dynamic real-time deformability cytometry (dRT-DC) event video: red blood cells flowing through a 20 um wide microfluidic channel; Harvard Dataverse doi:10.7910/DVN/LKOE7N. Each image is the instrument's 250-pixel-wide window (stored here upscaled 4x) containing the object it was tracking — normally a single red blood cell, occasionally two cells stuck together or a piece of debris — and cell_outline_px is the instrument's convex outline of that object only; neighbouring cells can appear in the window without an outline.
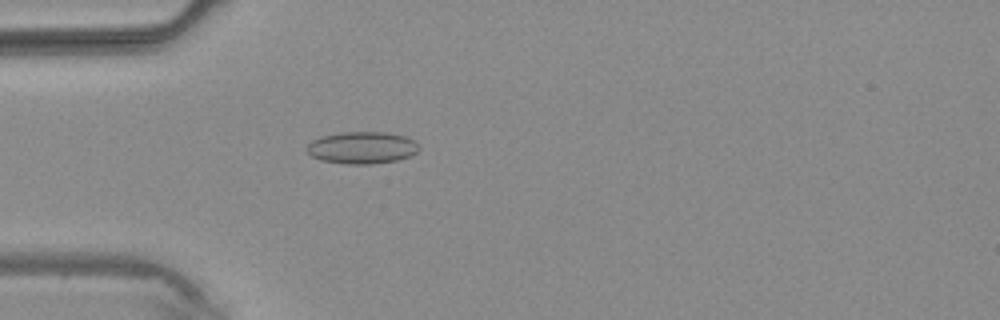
{"species": "common noctule bat (a hibernating species)", "species_latin": "Nyctalus noctula", "temperature_condition": "warm", "stored_images_in_passage": 4, "camera_frame_rate_fps": 3000, "um_per_image_px": 0.085, "animal": {"sex": "male", "body_mass_g": 20.4}, "frame": {"image": 1, "passage_image": 4, "time_ms": 3.333, "image_size_px": [1000, 320], "cell_outline_px": [[420, 148], [416, 152], [408, 156], [396, 160], [372, 164], [348, 164], [320, 160], [312, 156], [304, 148], [312, 140], [320, 136], [340, 132], [388, 132], [404, 136], [420, 144]], "centroid_in_image_um": [30.74, 12.54], "position_along_channel_um": 54.3, "area_um2": 21.04}}